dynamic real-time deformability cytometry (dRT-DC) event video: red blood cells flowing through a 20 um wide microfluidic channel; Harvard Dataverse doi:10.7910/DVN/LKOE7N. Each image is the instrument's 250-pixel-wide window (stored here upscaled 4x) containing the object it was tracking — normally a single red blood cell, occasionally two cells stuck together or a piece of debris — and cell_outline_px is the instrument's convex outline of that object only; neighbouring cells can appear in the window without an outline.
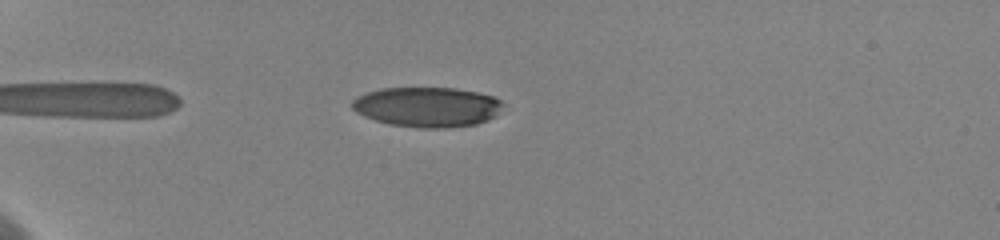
{"species": "human", "species_latin": "Homo sapiens", "temperature_condition": "cold", "stored_images_in_passage": 36, "camera_frame_rate_fps": 3000, "um_per_image_px": 0.085, "donor": {"sex": "female"}, "frame": {"image": 1, "passage_image": 6, "time_ms": 1.667, "image_size_px": [1000, 240], "cell_outline_px": [[504, 104], [496, 116], [488, 120], [476, 124], [448, 128], [424, 128], [392, 124], [376, 120], [364, 116], [356, 112], [352, 108], [352, 100], [356, 96], [368, 92], [384, 88], [456, 88], [476, 92], [492, 96], [500, 100]], "centroid_in_image_um": [36.33, 9.09], "position_along_channel_um": 48.7, "area_um2": 35.03}}
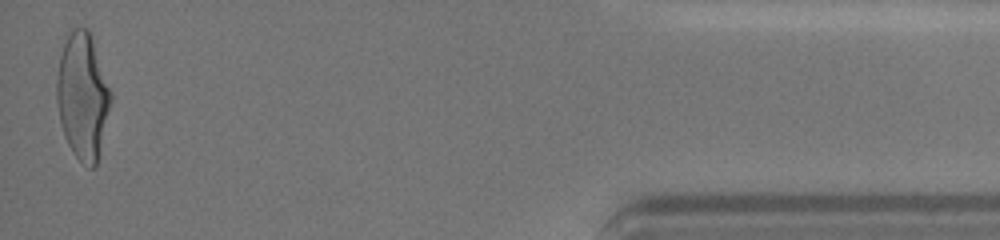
{"frame": {"image": 2, "passage_image": 36, "time_ms": 15.0, "image_size_px": [1000, 240], "cell_outline_px": [[112, 100], [96, 164], [92, 168], [88, 168], [72, 152], [64, 136], [60, 120], [56, 100], [56, 76], [64, 32], [72, 28], [88, 28], [92, 36], [112, 92]], "centroid_in_image_um": [7.01, 8.08], "position_along_channel_um": 428.2, "area_um2": 40.34}, "authors_computed_cell_mechanics": {"area_um2": 38.4948, "velocity_mm_per_s": 3.6016, "shape_relaxation_time_tau1_ms": 3.8597, "shape_relaxation_time_tau2_ms": 0.8899, "deformation_change_tau1": 0.1825, "deformation_change_tau2": 0.0824}}